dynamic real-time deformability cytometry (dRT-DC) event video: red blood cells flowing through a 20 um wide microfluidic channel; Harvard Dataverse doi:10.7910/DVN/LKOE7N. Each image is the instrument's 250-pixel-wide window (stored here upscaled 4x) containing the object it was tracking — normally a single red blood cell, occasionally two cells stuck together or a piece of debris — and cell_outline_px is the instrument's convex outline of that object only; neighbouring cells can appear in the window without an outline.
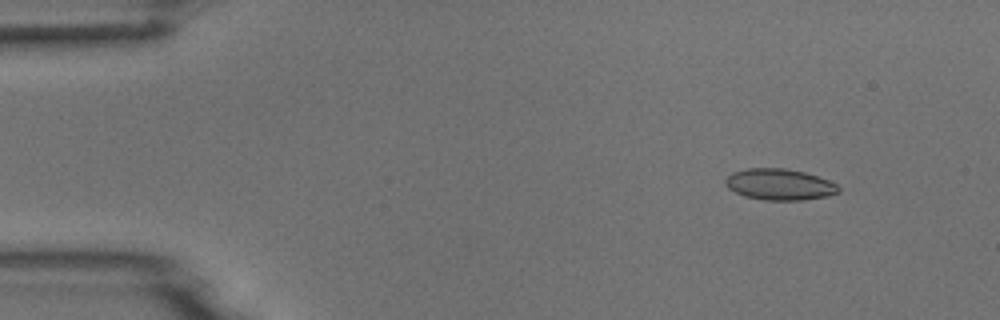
{"species": "common noctule bat (a hibernating species)", "species_latin": "Nyctalus noctula", "temperature_condition": "room temperature", "stored_images_in_passage": 8, "camera_frame_rate_fps": 3000, "um_per_image_px": 0.085, "animal": {"sex": "male", "body_mass_g": 18.8}, "frame": {"image": 1, "passage_image": 2, "time_ms": 0.667, "image_size_px": [1000, 320], "cell_outline_px": [[840, 192], [828, 196], [800, 200], [764, 200], [744, 196], [728, 188], [724, 184], [724, 180], [732, 172], [748, 168], [784, 168], [804, 172], [828, 180], [836, 184], [840, 188]], "centroid_in_image_um": [66.24, 15.68], "position_along_channel_um": 18.8, "area_um2": 20.58}}
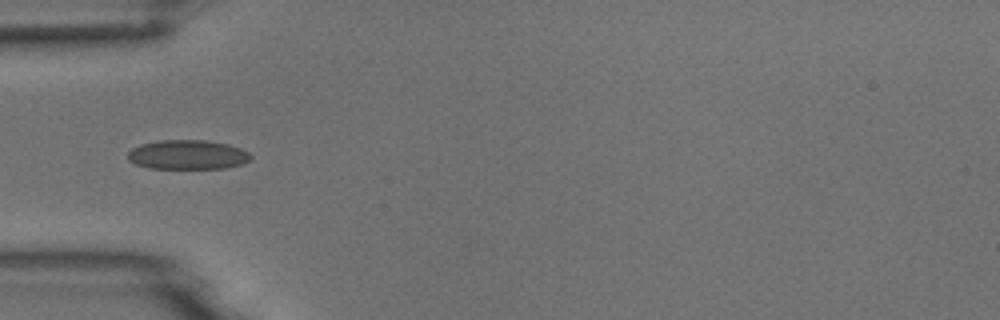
{"frame": {"image": 2, "passage_image": 5, "time_ms": 4.333, "image_size_px": [1000, 320], "cell_outline_px": [[252, 156], [248, 160], [240, 164], [224, 168], [152, 168], [136, 164], [128, 160], [128, 152], [132, 148], [140, 144], [160, 140], [204, 140], [228, 144], [240, 148], [248, 152]], "centroid_in_image_um": [15.92, 13.14], "position_along_channel_um": 69.1, "area_um2": 20.87}}